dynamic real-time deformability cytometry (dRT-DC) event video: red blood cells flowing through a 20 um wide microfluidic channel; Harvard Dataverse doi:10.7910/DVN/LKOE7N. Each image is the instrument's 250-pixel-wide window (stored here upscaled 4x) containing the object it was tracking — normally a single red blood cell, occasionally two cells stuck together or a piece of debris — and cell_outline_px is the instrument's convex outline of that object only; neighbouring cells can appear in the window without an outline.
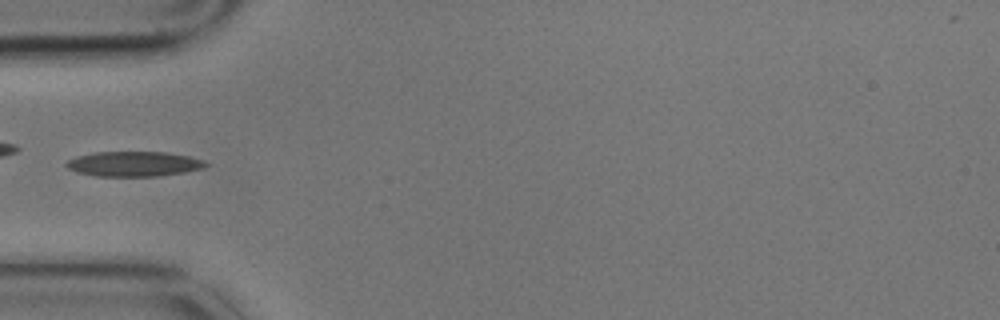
{"species": "common noctule bat (a hibernating species)", "species_latin": "Nyctalus noctula", "temperature_condition": "cold", "stored_images_in_passage": 6, "camera_frame_rate_fps": 3000, "um_per_image_px": 0.085, "animal": {"sex": "male", "body_mass_g": 17.9}, "frame": {"image": 1, "passage_image": 6, "time_ms": 1.667, "image_size_px": [1000, 320], "cell_outline_px": [[208, 164], [204, 168], [184, 172], [156, 176], [96, 176], [76, 172], [68, 168], [64, 164], [68, 160], [76, 156], [96, 152], [164, 152], [188, 156], [204, 160]], "centroid_in_image_um": [11.35, 13.93], "position_along_channel_um": 73.6, "area_um2": 20.23}}